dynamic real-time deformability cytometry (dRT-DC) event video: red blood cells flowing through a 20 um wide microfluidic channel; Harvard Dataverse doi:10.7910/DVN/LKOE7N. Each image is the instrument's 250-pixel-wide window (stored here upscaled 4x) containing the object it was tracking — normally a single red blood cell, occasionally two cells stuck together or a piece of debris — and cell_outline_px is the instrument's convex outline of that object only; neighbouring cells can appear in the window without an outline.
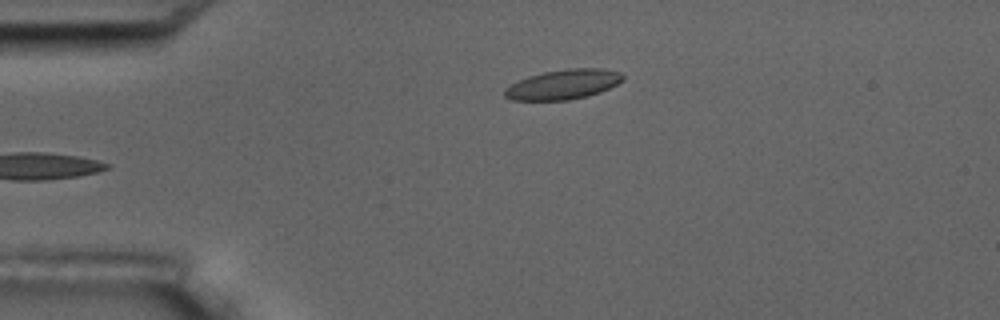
{"species": "common noctule bat (a hibernating species)", "species_latin": "Nyctalus noctula", "temperature_condition": "room temperature", "stored_images_in_passage": 6, "camera_frame_rate_fps": 3000, "um_per_image_px": 0.085, "animal": {"sex": "male", "body_mass_g": 17.5, "forearm_length_mm": 52.3}, "frame": {"image": 1, "passage_image": 6, "time_ms": 5.667, "image_size_px": [1000, 320], "cell_outline_px": [[624, 80], [600, 92], [588, 96], [568, 100], [512, 100], [504, 96], [504, 88], [528, 76], [544, 72], [568, 68], [600, 68], [620, 72], [624, 76]], "centroid_in_image_um": [47.88, 7.17], "position_along_channel_um": 37.1, "area_um2": 20.46}}